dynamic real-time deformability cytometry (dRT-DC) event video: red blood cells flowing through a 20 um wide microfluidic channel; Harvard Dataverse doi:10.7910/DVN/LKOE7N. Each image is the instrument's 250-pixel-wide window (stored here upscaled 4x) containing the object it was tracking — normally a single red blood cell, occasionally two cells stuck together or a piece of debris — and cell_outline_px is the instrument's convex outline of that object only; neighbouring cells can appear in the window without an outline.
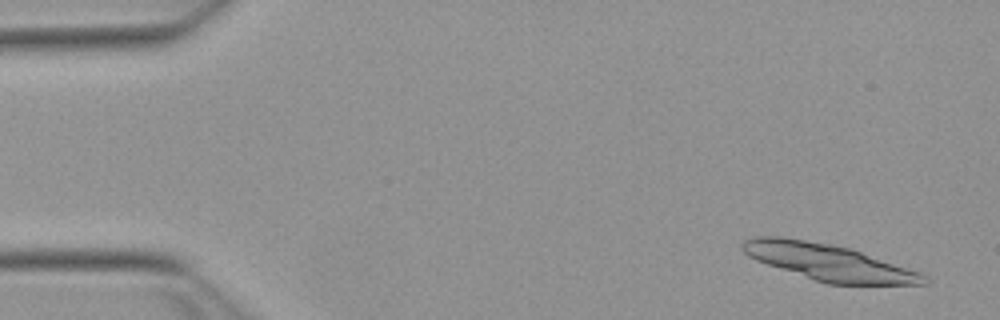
{"species": "Egyptian fruit bat (a non-hibernating species)", "species_latin": "Rousettus aegyptiacus", "temperature_condition": "warm", "stored_images_in_passage": 9, "camera_frame_rate_fps": 3000, "um_per_image_px": 0.085, "animal": {"sex": "female"}, "frame": {"image": 1, "passage_image": 1, "time_ms": 0.0, "image_size_px": [1000, 320], "cell_outline_px": [[932, 280], [928, 284], [828, 284], [756, 260], [748, 256], [740, 248], [740, 244], [744, 240], [756, 236], [780, 236], [832, 244], [848, 248], [920, 272], [928, 276]], "centroid_in_image_um": [70.43, 22.28], "position_along_channel_um": 14.6, "area_um2": 38.03}}